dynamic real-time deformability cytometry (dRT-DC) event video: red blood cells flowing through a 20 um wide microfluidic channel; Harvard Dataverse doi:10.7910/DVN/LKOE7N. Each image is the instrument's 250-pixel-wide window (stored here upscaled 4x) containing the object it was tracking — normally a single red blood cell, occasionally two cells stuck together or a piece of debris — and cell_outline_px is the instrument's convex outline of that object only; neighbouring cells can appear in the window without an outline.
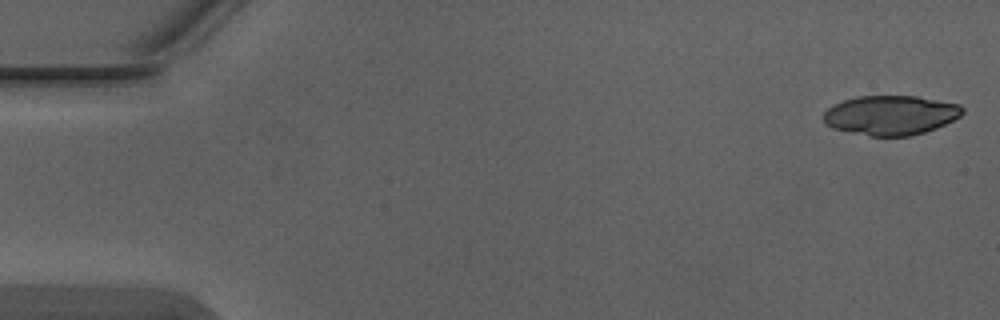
{"species": "Egyptian fruit bat (a non-hibernating species)", "species_latin": "Rousettus aegyptiacus", "temperature_condition": "warm", "stored_images_in_passage": 5, "camera_frame_rate_fps": 3000, "um_per_image_px": 0.085, "animal": {"sex": "male"}, "frame": {"image": 1, "passage_image": 1, "time_ms": 0.0, "image_size_px": [1000, 320], "cell_outline_px": [[964, 112], [960, 116], [936, 128], [924, 132], [908, 136], [868, 136], [832, 128], [824, 120], [824, 112], [832, 104], [856, 96], [916, 96], [960, 104], [964, 108]], "centroid_in_image_um": [75.71, 9.78], "position_along_channel_um": 9.3, "area_um2": 31.96}}
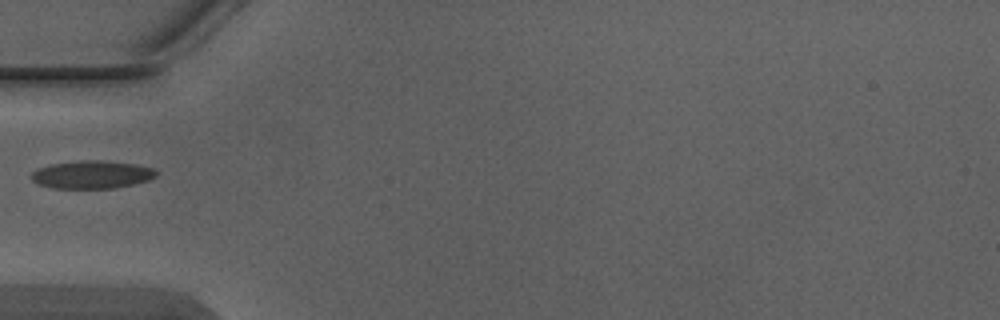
{"frame": {"image": 2, "passage_image": 5, "time_ms": 1.333, "image_size_px": [1000, 320], "cell_outline_px": [[156, 176], [148, 180], [116, 188], [52, 188], [40, 184], [32, 180], [32, 172], [36, 168], [52, 164], [80, 160], [100, 160], [136, 164], [152, 168], [156, 172]], "centroid_in_image_um": [7.79, 14.83], "position_along_channel_um": 77.2, "area_um2": 20.17}}